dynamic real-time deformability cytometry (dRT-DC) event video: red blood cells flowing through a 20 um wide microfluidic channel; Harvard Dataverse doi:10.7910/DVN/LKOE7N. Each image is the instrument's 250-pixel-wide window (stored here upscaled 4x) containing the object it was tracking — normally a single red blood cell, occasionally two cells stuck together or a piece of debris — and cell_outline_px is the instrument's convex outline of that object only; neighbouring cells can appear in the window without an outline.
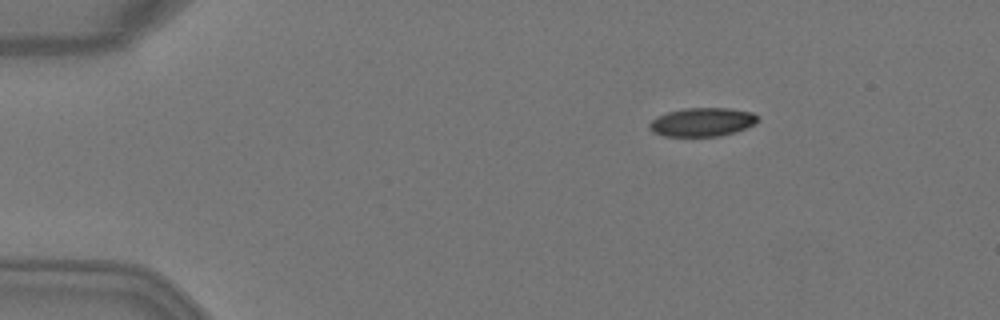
{"species": "Egyptian fruit bat (a non-hibernating species)", "species_latin": "Rousettus aegyptiacus", "temperature_condition": "warm", "stored_images_in_passage": 5, "camera_frame_rate_fps": 3000, "um_per_image_px": 0.085, "animal": {"sex": "female"}, "frame": {"image": 1, "passage_image": 3, "time_ms": 0.667, "image_size_px": [1000, 320], "cell_outline_px": [[760, 120], [736, 132], [720, 136], [664, 136], [652, 132], [648, 128], [648, 124], [656, 116], [668, 112], [684, 108], [728, 108], [752, 112]], "centroid_in_image_um": [59.65, 10.38], "position_along_channel_um": 25.4, "area_um2": 18.09}}